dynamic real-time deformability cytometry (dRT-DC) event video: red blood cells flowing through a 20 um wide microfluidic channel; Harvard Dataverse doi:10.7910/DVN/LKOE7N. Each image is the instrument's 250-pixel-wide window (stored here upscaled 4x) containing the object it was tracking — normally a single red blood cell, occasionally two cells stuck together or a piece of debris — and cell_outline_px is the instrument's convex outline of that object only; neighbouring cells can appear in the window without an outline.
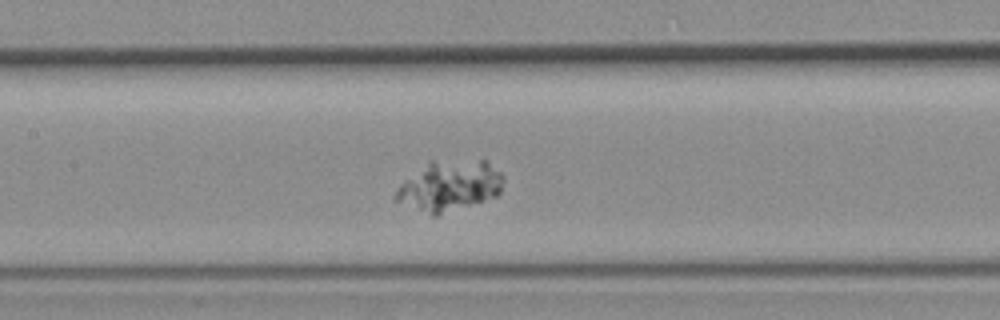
{"species": "common noctule bat (a hibernating species)", "species_latin": "Nyctalus noctula", "temperature_condition": "room temperature", "stored_images_in_passage": 47, "camera_frame_rate_fps": 3000, "um_per_image_px": 0.085, "animal": {"sex": "female", "body_mass_g": 19.3, "forearm_length_mm": 54.1}, "frame": {"image": 1, "passage_image": 19, "time_ms": 6.0, "image_size_px": [1000, 320], "cell_outline_px": [[504, 180], [500, 192], [496, 196], [436, 216], [432, 216], [392, 200], [392, 196], [396, 188], [404, 180], [428, 160], [484, 160], [500, 172], [504, 176]], "centroid_in_image_um": [38.14, 15.79], "position_along_channel_um": 169.3, "area_um2": 32.02}}
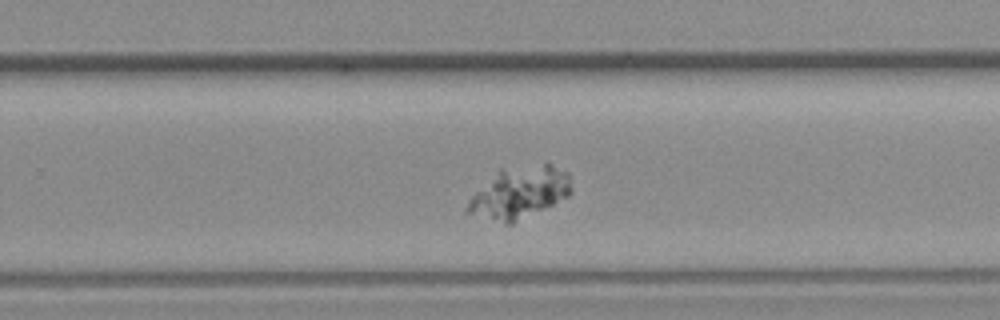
{"frame": {"image": 2, "passage_image": 28, "time_ms": 9.0, "image_size_px": [1000, 320], "cell_outline_px": [[572, 192], [568, 196], [512, 224], [504, 224], [464, 212], [464, 208], [468, 200], [500, 168], [548, 160], [568, 172], [572, 176]], "centroid_in_image_um": [44.21, 16.31], "position_along_channel_um": 285.6, "area_um2": 32.19}}
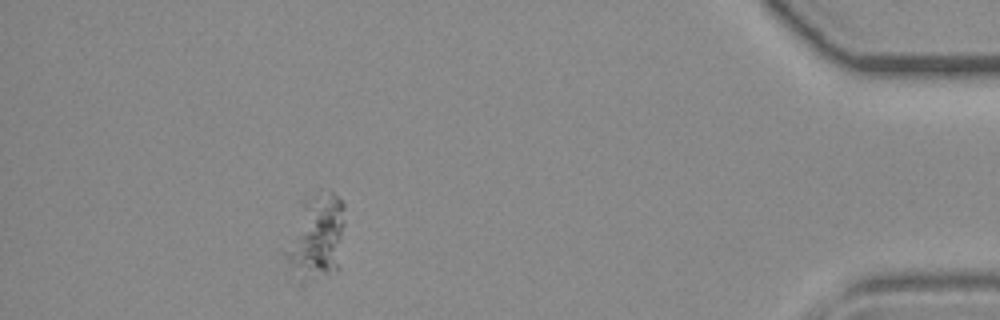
{"frame": {"image": 3, "passage_image": 42, "time_ms": 13.667, "image_size_px": [1000, 320], "cell_outline_px": [[344, 224], [336, 272], [296, 292], [284, 252], [304, 200], [332, 192], [344, 204]], "centroid_in_image_um": [26.83, 20.44], "position_along_channel_um": 408.4, "area_um2": 29.94}}